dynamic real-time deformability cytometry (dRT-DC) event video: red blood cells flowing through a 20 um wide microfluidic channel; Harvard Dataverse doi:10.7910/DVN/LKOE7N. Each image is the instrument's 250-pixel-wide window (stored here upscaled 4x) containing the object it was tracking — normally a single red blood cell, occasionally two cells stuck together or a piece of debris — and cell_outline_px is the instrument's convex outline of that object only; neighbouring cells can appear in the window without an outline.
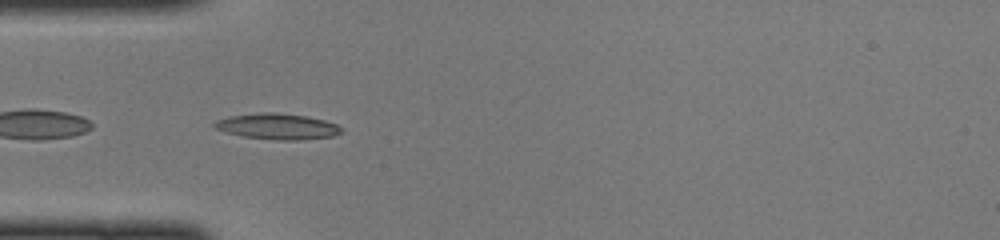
{"species": "common noctule bat (a hibernating species)", "species_latin": "Nyctalus noctula", "temperature_condition": "cold", "stored_images_in_passage": 44, "camera_frame_rate_fps": 3000, "um_per_image_px": 0.085, "animal": {"sex": "female", "body_mass_g": 22.0, "forearm_length_mm": 56.7}, "frame": {"image": 1, "passage_image": 11, "time_ms": 3.333, "image_size_px": [1000, 240], "cell_outline_px": [[344, 132], [332, 136], [300, 140], [280, 140], [244, 136], [228, 132], [216, 128], [212, 124], [216, 120], [228, 116], [260, 112], [272, 112], [304, 116], [324, 120], [336, 124], [344, 128]], "centroid_in_image_um": [23.61, 10.74], "position_along_channel_um": 61.4, "area_um2": 18.96}}
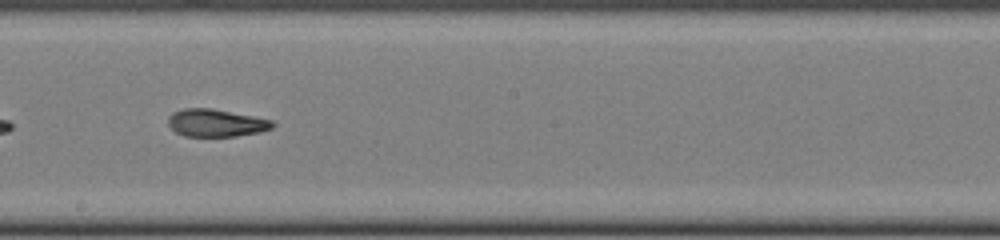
{"frame": {"image": 2, "passage_image": 23, "time_ms": 7.333, "image_size_px": [1000, 240], "cell_outline_px": [[276, 124], [272, 128], [260, 132], [236, 136], [184, 136], [176, 132], [168, 124], [168, 116], [172, 112], [184, 108], [212, 108], [272, 120]], "centroid_in_image_um": [18.35, 10.44], "position_along_channel_um": 229.8, "area_um2": 16.76}}
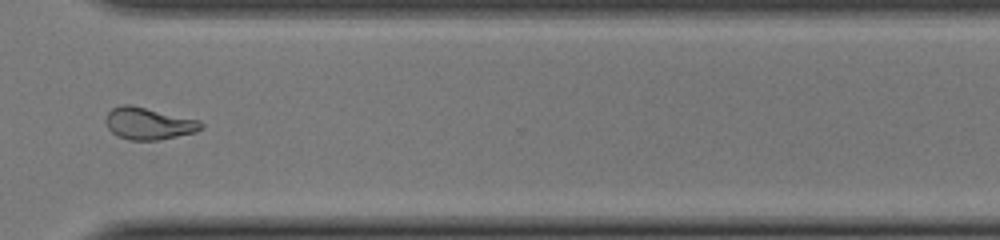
{"frame": {"image": 3, "passage_image": 32, "time_ms": 10.333, "image_size_px": [1000, 240], "cell_outline_px": [[204, 128], [196, 132], [160, 140], [128, 140], [116, 136], [108, 128], [104, 120], [108, 112], [112, 108], [120, 104], [132, 104], [200, 120], [204, 124]], "centroid_in_image_um": [12.63, 10.49], "position_along_channel_um": 358.0, "area_um2": 18.21}}